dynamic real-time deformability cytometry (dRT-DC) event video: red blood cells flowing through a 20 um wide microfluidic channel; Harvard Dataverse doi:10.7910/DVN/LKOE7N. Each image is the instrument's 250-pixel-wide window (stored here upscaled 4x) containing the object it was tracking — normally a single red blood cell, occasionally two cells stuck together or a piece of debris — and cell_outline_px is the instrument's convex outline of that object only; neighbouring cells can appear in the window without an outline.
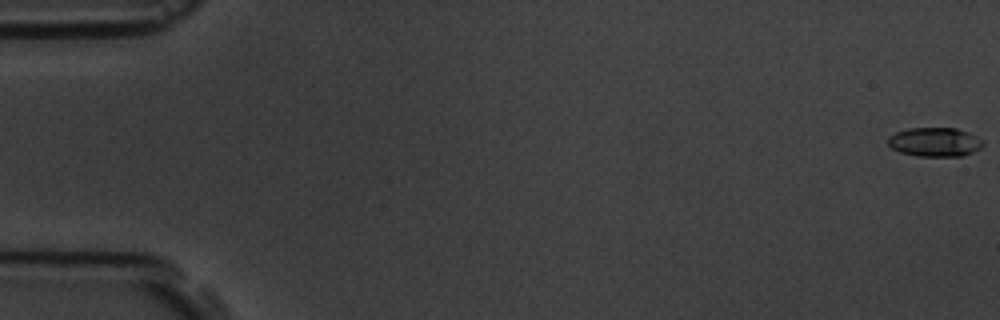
{"species": "common noctule bat (a hibernating species)", "species_latin": "Nyctalus noctula", "temperature_condition": "room temperature", "stored_images_in_passage": 5, "camera_frame_rate_fps": 3000, "um_per_image_px": 0.085, "animal": {"sex": "male", "body_mass_g": 19.5, "forearm_length_mm": 54.6}, "frame": {"image": 1, "passage_image": 1, "time_ms": 0.0, "image_size_px": [1000, 320], "cell_outline_px": [[984, 144], [980, 148], [964, 156], [916, 156], [900, 152], [892, 148], [888, 144], [888, 136], [896, 132], [908, 128], [956, 128], [968, 132], [984, 140]], "centroid_in_image_um": [79.46, 12.07], "position_along_channel_um": 5.5, "area_um2": 16.18}}